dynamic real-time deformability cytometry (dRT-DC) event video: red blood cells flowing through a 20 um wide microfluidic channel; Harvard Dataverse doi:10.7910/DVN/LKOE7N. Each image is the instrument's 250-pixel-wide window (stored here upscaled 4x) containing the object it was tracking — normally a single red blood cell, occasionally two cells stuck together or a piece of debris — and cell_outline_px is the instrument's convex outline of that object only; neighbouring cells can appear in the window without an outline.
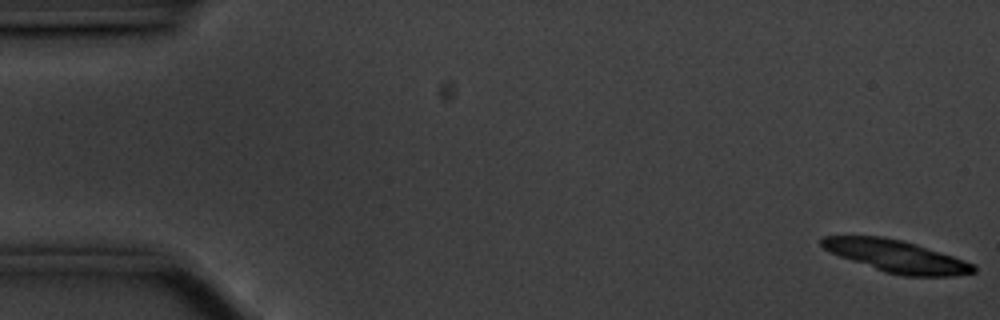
{"species": "common noctule bat (a hibernating species)", "species_latin": "Nyctalus noctula", "temperature_condition": "cold", "stored_images_in_passage": 58, "camera_frame_rate_fps": 3000, "um_per_image_px": 0.085, "animal": {"sex": "male", "body_mass_g": 20.1, "forearm_length_mm": 53.5}, "frame": {"image": 1, "passage_image": 1, "time_ms": 0.0, "image_size_px": [1000, 320], "cell_outline_px": [[976, 272], [952, 276], [904, 276], [884, 272], [828, 252], [820, 244], [820, 236], [884, 236], [916, 244], [964, 260], [972, 264], [976, 268]], "centroid_in_image_um": [76.15, 21.78], "position_along_channel_um": 8.8, "area_um2": 28.32}}
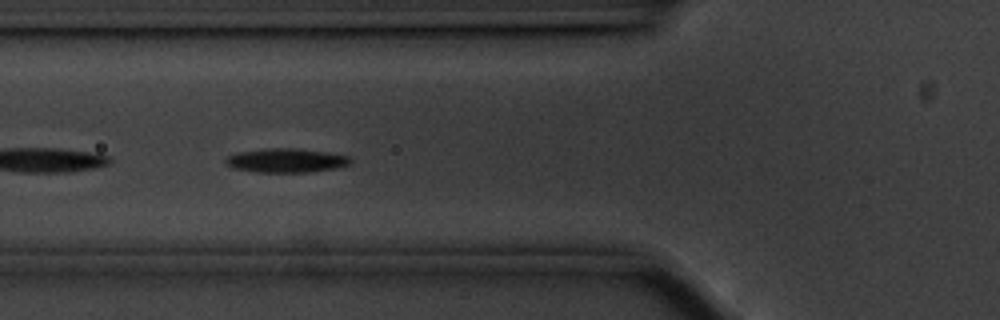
{"frame": {"image": 2, "passage_image": 21, "time_ms": 6.667, "image_size_px": [1000, 320], "cell_outline_px": [[352, 160], [348, 164], [336, 168], [308, 172], [252, 172], [232, 168], [224, 164], [224, 160], [228, 156], [236, 152], [268, 148], [292, 148], [328, 152], [352, 156]], "centroid_in_image_um": [24.29, 13.64], "position_along_channel_um": 101.5, "area_um2": 17.69}}
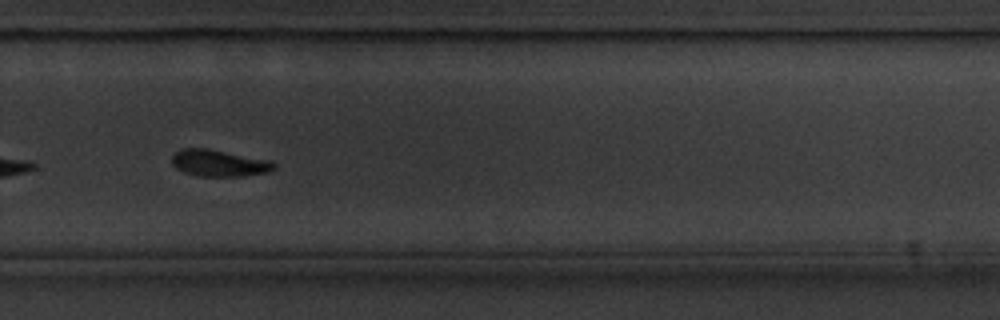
{"frame": {"image": 3, "passage_image": 39, "time_ms": 12.667, "image_size_px": [1000, 320], "cell_outline_px": [[276, 168], [268, 172], [240, 176], [200, 176], [184, 172], [176, 168], [172, 164], [172, 156], [180, 148], [208, 148], [272, 160], [276, 164]], "centroid_in_image_um": [18.64, 13.85], "position_along_channel_um": 311.2, "area_um2": 16.01}, "authors_computed_cell_mechanics": {"area_um2": 17.1088, "velocity_mm_per_s": 3.4967, "shape_relaxation_time_tau1_ms": 2.7851, "shape_relaxation_time_tau2_ms": null, "deformation_change_tau1": 0.1075, "deformation_change_tau2": null}}